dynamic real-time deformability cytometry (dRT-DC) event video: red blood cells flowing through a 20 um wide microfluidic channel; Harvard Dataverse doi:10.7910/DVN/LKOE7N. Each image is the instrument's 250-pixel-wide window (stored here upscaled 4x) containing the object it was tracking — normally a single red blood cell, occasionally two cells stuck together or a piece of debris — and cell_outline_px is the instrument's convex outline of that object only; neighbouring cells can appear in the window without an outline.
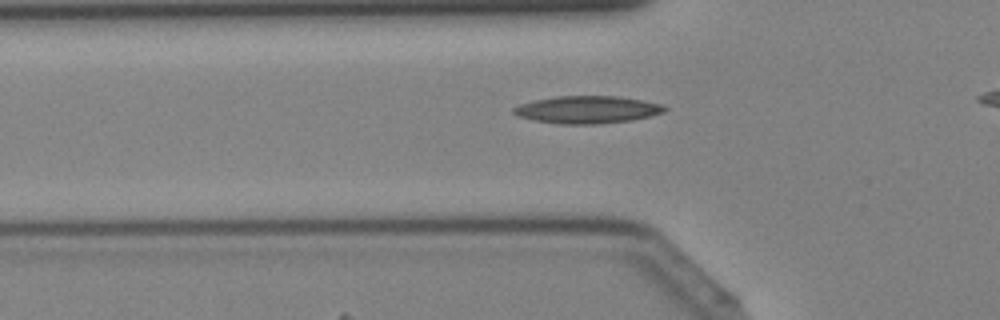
{"species": "Egyptian fruit bat (a non-hibernating species)", "species_latin": "Rousettus aegyptiacus", "temperature_condition": "cold", "stored_images_in_passage": 26, "camera_frame_rate_fps": 3000, "um_per_image_px": 0.085, "animal": {"sex": "female"}, "frame": {"image": 1, "passage_image": 5, "time_ms": 1.333, "image_size_px": [1000, 320], "cell_outline_px": [[668, 108], [664, 112], [652, 116], [632, 120], [596, 124], [560, 124], [532, 120], [520, 116], [512, 112], [512, 108], [520, 104], [532, 100], [556, 96], [620, 96], [644, 100], [660, 104]], "centroid_in_image_um": [49.93, 9.31], "position_along_channel_um": 75.9, "area_um2": 24.33}}
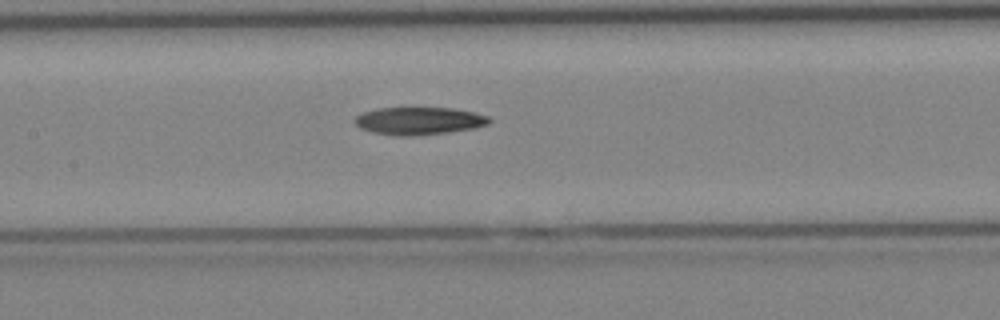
{"frame": {"image": 2, "passage_image": 11, "time_ms": 3.333, "image_size_px": [1000, 320], "cell_outline_px": [[492, 120], [488, 124], [472, 128], [448, 132], [412, 136], [396, 136], [372, 132], [360, 128], [352, 120], [356, 116], [364, 112], [376, 108], [452, 108], [472, 112], [488, 116]], "centroid_in_image_um": [35.57, 10.27], "position_along_channel_um": 171.8, "area_um2": 21.56}}
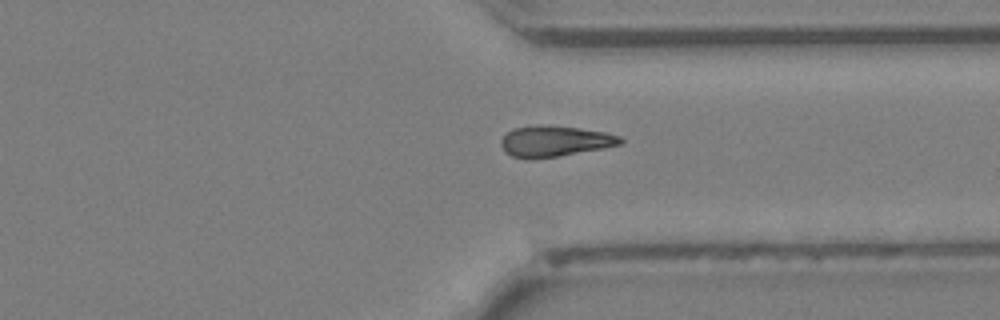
{"frame": {"image": 3, "passage_image": 23, "time_ms": 7.333, "image_size_px": [1000, 320], "cell_outline_px": [[624, 140], [620, 144], [604, 148], [560, 156], [532, 160], [528, 160], [512, 156], [504, 152], [500, 144], [500, 140], [512, 128], [536, 124], [540, 124], [580, 128], [604, 132], [620, 136]], "centroid_in_image_um": [47.1, 12.01], "position_along_channel_um": 364.3, "area_um2": 21.85}}